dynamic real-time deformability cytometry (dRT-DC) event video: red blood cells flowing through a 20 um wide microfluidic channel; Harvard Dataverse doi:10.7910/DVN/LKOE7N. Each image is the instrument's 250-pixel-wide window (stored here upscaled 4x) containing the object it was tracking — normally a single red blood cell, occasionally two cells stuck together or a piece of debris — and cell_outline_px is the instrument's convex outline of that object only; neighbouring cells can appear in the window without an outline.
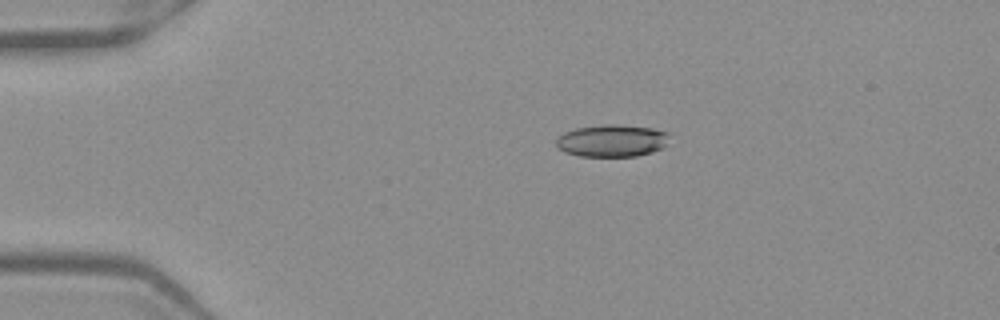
{"species": "Egyptian fruit bat (a non-hibernating species)", "species_latin": "Rousettus aegyptiacus", "temperature_condition": "warm", "stored_images_in_passage": 42, "camera_frame_rate_fps": 3000, "um_per_image_px": 0.085, "frame": {"image": 1, "passage_image": 1, "time_ms": 0.0, "image_size_px": [1000, 320], "cell_outline_px": [[668, 136], [664, 144], [660, 148], [652, 152], [636, 156], [580, 156], [564, 152], [556, 148], [556, 136], [564, 132], [576, 128], [604, 124], [620, 124], [652, 128], [668, 132]], "centroid_in_image_um": [51.94, 11.95], "position_along_channel_um": 33.1, "area_um2": 21.33}}
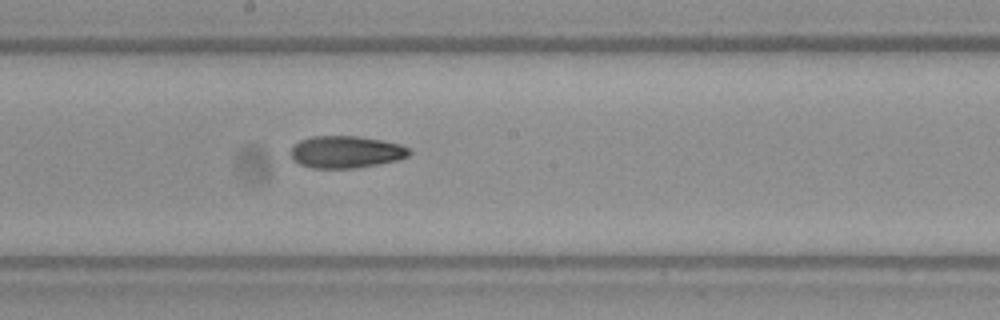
{"frame": {"image": 2, "passage_image": 19, "time_ms": 6.0, "image_size_px": [1000, 320], "cell_outline_px": [[412, 152], [408, 156], [396, 160], [356, 168], [312, 168], [300, 164], [292, 160], [288, 152], [300, 140], [312, 136], [356, 136], [380, 140], [400, 144], [408, 148]], "centroid_in_image_um": [29.36, 12.92], "position_along_channel_um": 218.8, "area_um2": 22.14}}
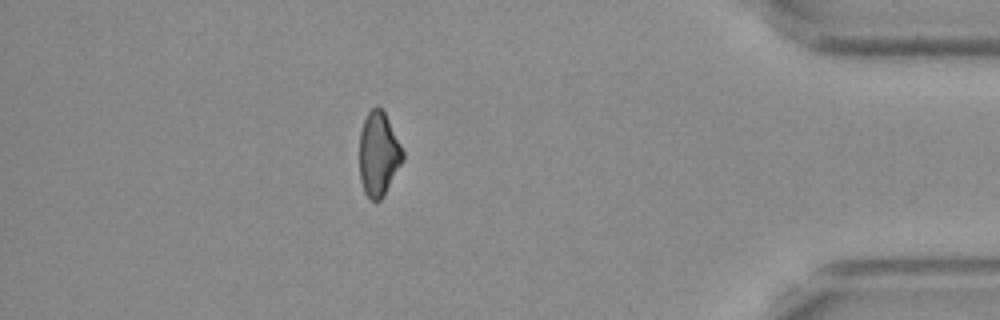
{"frame": {"image": 3, "passage_image": 36, "time_ms": 11.667, "image_size_px": [1000, 320], "cell_outline_px": [[404, 160], [384, 196], [380, 200], [372, 200], [364, 192], [360, 180], [360, 132], [364, 120], [368, 112], [376, 104], [384, 112], [404, 152]], "centroid_in_image_um": [32.18, 13.11], "position_along_channel_um": 403.0, "area_um2": 21.15}, "authors_computed_cell_mechanics": {"area_um2": 22.1085, "velocity_mm_per_s": 3.9543, "shape_relaxation_time_tau1_ms": null, "shape_relaxation_time_tau2_ms": 6.6548, "deformation_change_tau1": null, "deformation_change_tau2": 0.1499}}